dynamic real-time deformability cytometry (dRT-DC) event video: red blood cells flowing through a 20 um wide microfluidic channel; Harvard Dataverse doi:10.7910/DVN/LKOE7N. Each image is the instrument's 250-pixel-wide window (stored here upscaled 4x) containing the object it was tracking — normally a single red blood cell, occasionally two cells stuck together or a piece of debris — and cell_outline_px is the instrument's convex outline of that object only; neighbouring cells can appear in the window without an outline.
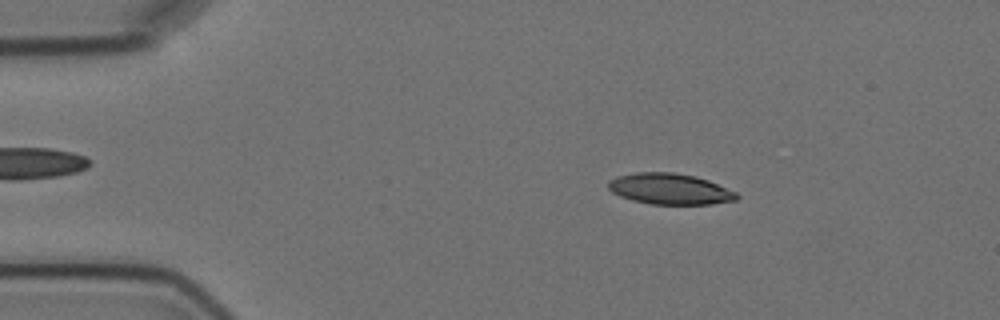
{"species": "Egyptian fruit bat (a non-hibernating species)", "species_latin": "Rousettus aegyptiacus", "temperature_condition": "cold", "stored_images_in_passage": 3, "camera_frame_rate_fps": 3000, "um_per_image_px": 0.085, "animal": {"sex": "female"}, "frame": {"image": 1, "passage_image": 2, "time_ms": 1.333, "image_size_px": [1000, 320], "cell_outline_px": [[740, 196], [736, 200], [712, 204], [652, 204], [632, 200], [620, 196], [612, 192], [608, 188], [608, 180], [616, 176], [636, 172], [676, 172], [696, 176], [708, 180], [736, 192]], "centroid_in_image_um": [56.93, 16.05], "position_along_channel_um": 28.1, "area_um2": 23.29}}